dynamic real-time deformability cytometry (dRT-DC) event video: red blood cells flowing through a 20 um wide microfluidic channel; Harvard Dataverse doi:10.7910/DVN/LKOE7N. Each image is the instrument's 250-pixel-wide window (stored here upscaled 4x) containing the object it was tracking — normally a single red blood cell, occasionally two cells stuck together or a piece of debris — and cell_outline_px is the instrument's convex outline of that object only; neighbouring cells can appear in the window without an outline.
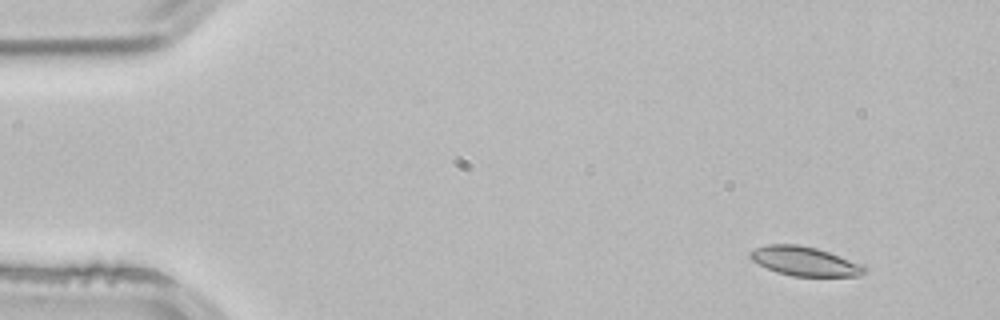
{"species": "common noctule bat (a hibernating species)", "species_latin": "Nyctalus noctula", "temperature_condition": "room temperature", "stored_images_in_passage": 4, "camera_frame_rate_fps": 3000, "um_per_image_px": 0.085, "animal": {"sex": "male", "body_mass_g": 21.5, "forearm_length_mm": 52.0}, "frame": {"image": 1, "passage_image": 1, "time_ms": 0.0, "image_size_px": [1000, 320], "cell_outline_px": [[868, 268], [860, 276], [792, 276], [776, 272], [752, 260], [748, 256], [748, 252], [756, 248], [768, 244], [796, 244], [816, 248], [864, 264]], "centroid_in_image_um": [68.41, 22.21], "position_along_channel_um": 16.6, "area_um2": 19.42}}